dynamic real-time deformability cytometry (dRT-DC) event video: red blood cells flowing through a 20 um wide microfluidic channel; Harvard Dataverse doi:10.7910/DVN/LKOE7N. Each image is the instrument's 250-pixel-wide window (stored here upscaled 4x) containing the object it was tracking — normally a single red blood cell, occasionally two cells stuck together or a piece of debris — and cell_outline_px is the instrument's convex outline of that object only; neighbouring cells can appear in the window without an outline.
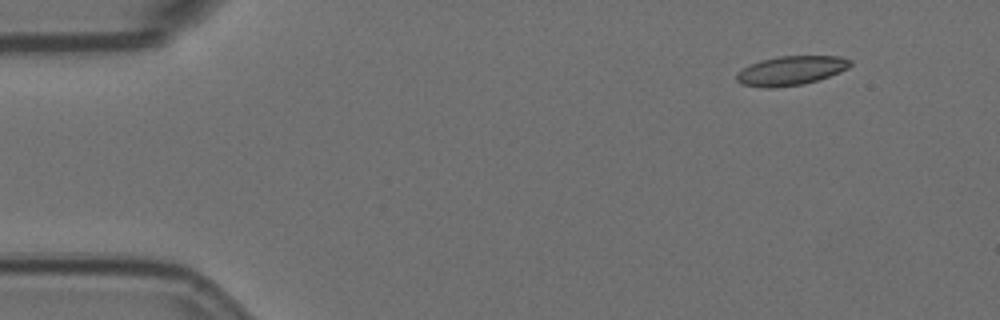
{"species": "Egyptian fruit bat (a non-hibernating species)", "species_latin": "Rousettus aegyptiacus", "temperature_condition": "room temperature", "stored_images_in_passage": 52, "camera_frame_rate_fps": 3000, "um_per_image_px": 0.085, "animal": {"sex": "female"}, "frame": {"image": 1, "passage_image": 1, "time_ms": 0.0, "image_size_px": [1000, 320], "cell_outline_px": [[852, 64], [848, 68], [840, 72], [804, 84], [772, 88], [768, 88], [740, 84], [736, 80], [736, 76], [744, 68], [760, 60], [780, 56], [840, 56], [852, 60]], "centroid_in_image_um": [67.26, 6.0], "position_along_channel_um": 17.7, "area_um2": 19.19}}
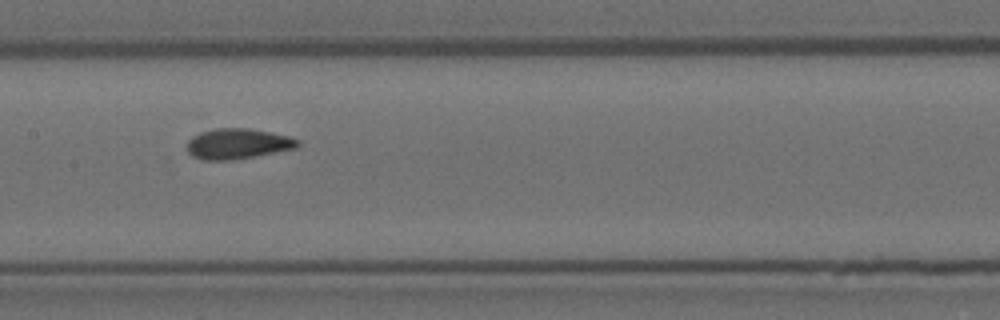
{"frame": {"image": 2, "passage_image": 23, "time_ms": 7.333, "image_size_px": [1000, 320], "cell_outline_px": [[300, 144], [296, 148], [232, 160], [200, 160], [192, 156], [188, 152], [188, 140], [192, 136], [200, 132], [216, 128], [248, 128], [288, 136], [300, 140]], "centroid_in_image_um": [20.18, 12.22], "position_along_channel_um": 187.2, "area_um2": 19.54}}
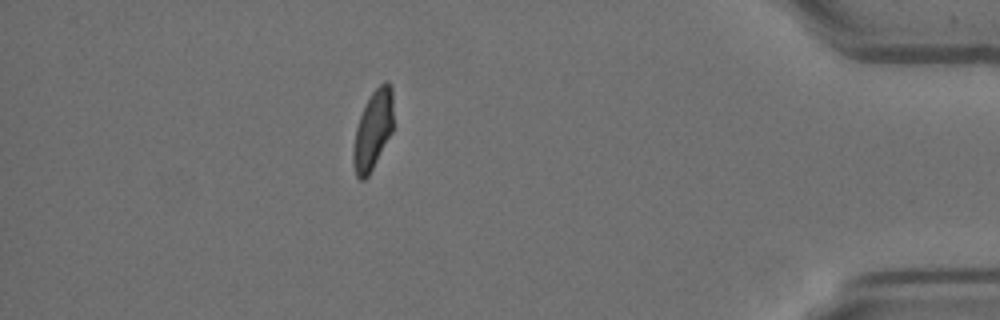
{"frame": {"image": 3, "passage_image": 45, "time_ms": 14.667, "image_size_px": [1000, 320], "cell_outline_px": [[392, 132], [368, 176], [364, 180], [360, 180], [356, 176], [352, 164], [352, 152], [356, 128], [360, 116], [372, 92], [384, 80], [388, 80], [392, 88]], "centroid_in_image_um": [31.69, 11.07], "position_along_channel_um": 403.5, "area_um2": 18.32}, "authors_computed_cell_mechanics": {"area_um2": 19.1607, "velocity_mm_per_s": 3.5955, "shape_relaxation_time_tau1_ms": 5.3304, "shape_relaxation_time_tau2_ms": 1.0749, "deformation_change_tau1": 0.1595, "deformation_change_tau2": 0.0712}}